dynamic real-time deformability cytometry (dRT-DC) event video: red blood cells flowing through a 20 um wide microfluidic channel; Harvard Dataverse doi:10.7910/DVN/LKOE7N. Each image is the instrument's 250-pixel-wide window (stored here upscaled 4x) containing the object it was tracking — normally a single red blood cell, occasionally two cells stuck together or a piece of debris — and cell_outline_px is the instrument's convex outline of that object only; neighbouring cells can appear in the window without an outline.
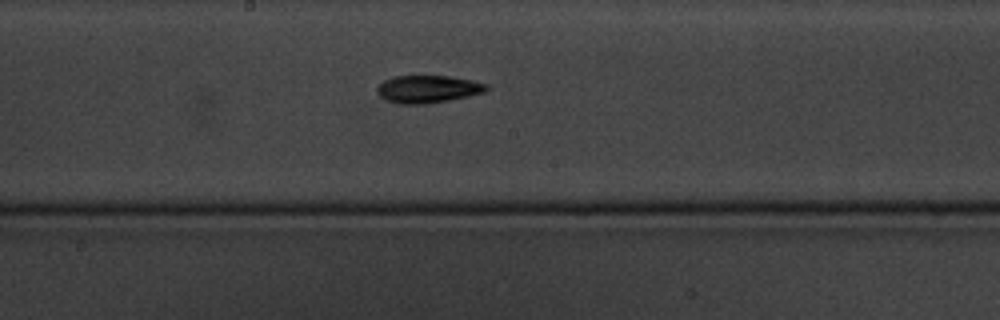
{"species": "common noctule bat (a hibernating species)", "species_latin": "Nyctalus noctula", "temperature_condition": "cold", "stored_images_in_passage": 11, "camera_frame_rate_fps": 3000, "um_per_image_px": 0.085, "animal": {"sex": "male", "body_mass_g": 20.1, "forearm_length_mm": 53.5}, "frame": {"image": 1, "passage_image": 11, "time_ms": 11.667, "image_size_px": [1000, 320], "cell_outline_px": [[488, 88], [484, 92], [468, 96], [448, 100], [424, 104], [400, 104], [388, 100], [380, 96], [376, 92], [376, 88], [384, 80], [392, 76], [448, 76], [472, 80], [488, 84]], "centroid_in_image_um": [36.35, 7.56], "position_along_channel_um": 211.8, "area_um2": 17.46}}